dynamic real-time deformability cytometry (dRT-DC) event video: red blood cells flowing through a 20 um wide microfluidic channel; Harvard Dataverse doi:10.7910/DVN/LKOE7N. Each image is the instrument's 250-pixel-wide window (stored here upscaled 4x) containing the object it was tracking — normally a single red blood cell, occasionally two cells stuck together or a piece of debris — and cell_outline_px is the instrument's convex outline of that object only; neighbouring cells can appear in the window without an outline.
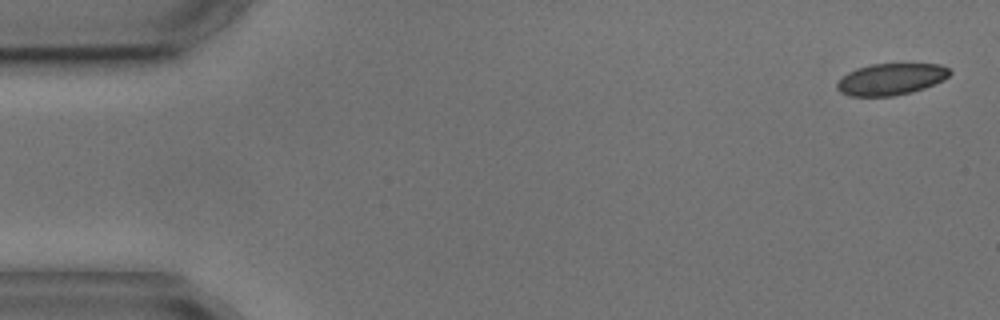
{"species": "common noctule bat (a hibernating species)", "species_latin": "Nyctalus noctula", "temperature_condition": "cold", "stored_images_in_passage": 5, "segment_of_instrument_passage": [2, 2], "camera_frame_rate_fps": 3000, "um_per_image_px": 0.085, "animal": {"sex": "male", "body_mass_g": 17.9, "forearm_length_mm": 54.2}, "frame": {"image": 1, "passage_image": 5, "time_ms": 5.667, "image_size_px": [1000, 320], "cell_outline_px": [[952, 72], [944, 80], [924, 88], [912, 92], [892, 96], [852, 96], [840, 92], [836, 88], [836, 84], [848, 72], [856, 68], [872, 64], [940, 64], [948, 68]], "centroid_in_image_um": [75.74, 6.73], "position_along_channel_um": 9.3, "area_um2": 20.69}}